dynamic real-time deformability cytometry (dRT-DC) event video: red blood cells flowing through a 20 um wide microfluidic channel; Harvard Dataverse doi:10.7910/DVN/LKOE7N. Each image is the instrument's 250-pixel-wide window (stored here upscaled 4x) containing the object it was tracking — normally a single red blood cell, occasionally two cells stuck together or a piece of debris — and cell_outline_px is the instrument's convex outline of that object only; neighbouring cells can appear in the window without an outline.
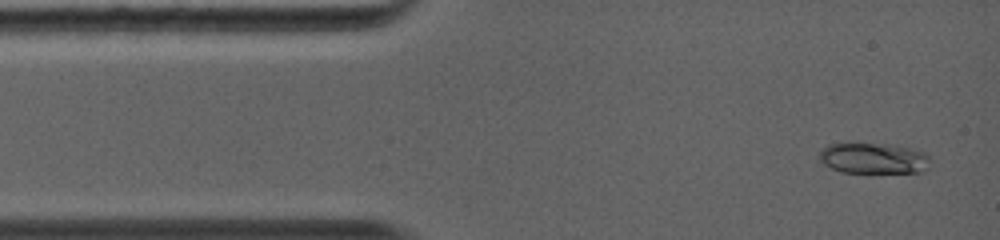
{"species": "common noctule bat (a hibernating species)", "species_latin": "Nyctalus noctula", "temperature_condition": "warm", "stored_images_in_passage": 25, "camera_frame_rate_fps": 5000, "um_per_image_px": 0.085, "animal": {"sex": "female", "body_mass_g": 19.0, "forearm_length_mm": 56.7}, "frame": {"image": 1, "passage_image": 1, "time_ms": 0.0, "image_size_px": [1000, 240], "cell_outline_px": [[928, 168], [924, 172], [840, 172], [824, 164], [820, 160], [820, 152], [828, 144], [888, 144], [912, 148], [924, 152], [928, 156]], "centroid_in_image_um": [74.27, 13.46], "position_along_channel_um": 10.7, "area_um2": 19.65}}
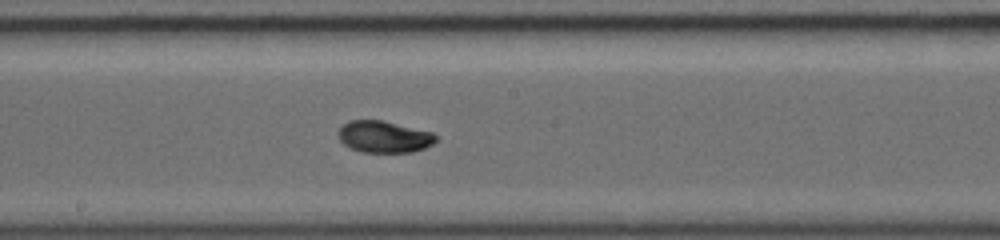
{"frame": {"image": 2, "passage_image": 12, "time_ms": 6.0, "image_size_px": [1000, 240], "cell_outline_px": [[436, 140], [432, 144], [424, 148], [412, 152], [364, 152], [352, 148], [344, 144], [340, 140], [336, 132], [348, 120], [384, 120], [432, 132], [436, 136]], "centroid_in_image_um": [32.63, 11.61], "position_along_channel_um": 215.6, "area_um2": 18.03}}
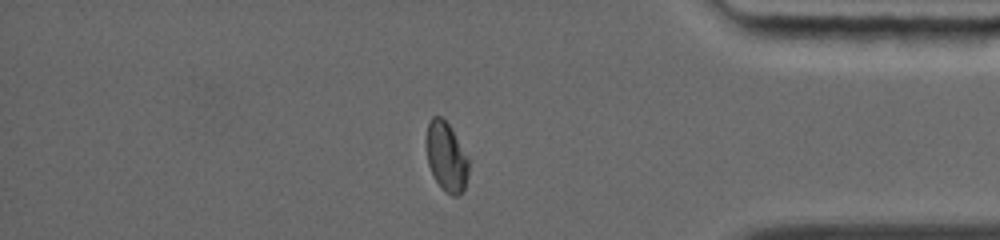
{"frame": {"image": 3, "passage_image": 22, "time_ms": 10.6, "image_size_px": [1000, 240], "cell_outline_px": [[468, 176], [464, 188], [456, 196], [452, 196], [436, 180], [428, 164], [424, 144], [424, 140], [428, 124], [432, 116], [440, 116], [448, 124], [468, 156]], "centroid_in_image_um": [37.91, 13.28], "position_along_channel_um": 397.3, "area_um2": 16.99}, "authors_computed_cell_mechanics": {"area_um2": 17.918, "velocity_mm_per_s": 4.4183, "shape_relaxation_time_tau1_ms": 4.0036, "shape_relaxation_time_tau2_ms": null, "deformation_change_tau1": 0.1922, "deformation_change_tau2": null}}